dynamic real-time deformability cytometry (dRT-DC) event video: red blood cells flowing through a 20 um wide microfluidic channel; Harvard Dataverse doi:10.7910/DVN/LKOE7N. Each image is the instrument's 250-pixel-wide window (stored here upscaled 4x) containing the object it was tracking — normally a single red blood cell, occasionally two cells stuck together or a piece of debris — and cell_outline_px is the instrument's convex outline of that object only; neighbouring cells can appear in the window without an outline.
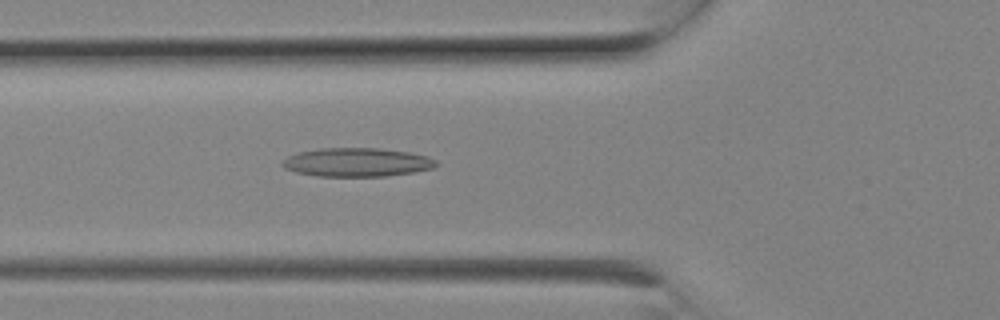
{"species": "Egyptian fruit bat (a non-hibernating species)", "species_latin": "Rousettus aegyptiacus", "temperature_condition": "room temperature", "stored_images_in_passage": 6, "camera_frame_rate_fps": 3000, "um_per_image_px": 0.085, "animal": {"sex": "female"}, "frame": {"image": 1, "passage_image": 6, "time_ms": 1.667, "image_size_px": [1000, 320], "cell_outline_px": [[440, 164], [432, 168], [412, 172], [384, 176], [316, 176], [296, 172], [284, 168], [280, 164], [280, 160], [288, 156], [300, 152], [320, 148], [380, 148], [408, 152], [428, 156], [436, 160]], "centroid_in_image_um": [30.32, 13.79], "position_along_channel_um": 95.5, "area_um2": 25.78}}